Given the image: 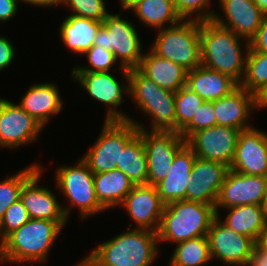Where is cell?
Here are the masks:
<instances>
[{"label":"cell","instance_id":"cell-1","mask_svg":"<svg viewBox=\"0 0 267 266\" xmlns=\"http://www.w3.org/2000/svg\"><path fill=\"white\" fill-rule=\"evenodd\" d=\"M246 47L242 48V40ZM249 41L212 20L200 21L201 65L228 75L239 85L245 74ZM245 52V53H244Z\"/></svg>","mask_w":267,"mask_h":266},{"label":"cell","instance_id":"cell-2","mask_svg":"<svg viewBox=\"0 0 267 266\" xmlns=\"http://www.w3.org/2000/svg\"><path fill=\"white\" fill-rule=\"evenodd\" d=\"M67 221L30 219L0 243L1 263H43Z\"/></svg>","mask_w":267,"mask_h":266},{"label":"cell","instance_id":"cell-3","mask_svg":"<svg viewBox=\"0 0 267 266\" xmlns=\"http://www.w3.org/2000/svg\"><path fill=\"white\" fill-rule=\"evenodd\" d=\"M99 244L90 255L102 266H150L158 255L157 232L132 229Z\"/></svg>","mask_w":267,"mask_h":266},{"label":"cell","instance_id":"cell-4","mask_svg":"<svg viewBox=\"0 0 267 266\" xmlns=\"http://www.w3.org/2000/svg\"><path fill=\"white\" fill-rule=\"evenodd\" d=\"M216 217L215 207L210 204L179 200L164 205L157 231L161 242H179L207 236L210 225Z\"/></svg>","mask_w":267,"mask_h":266},{"label":"cell","instance_id":"cell-5","mask_svg":"<svg viewBox=\"0 0 267 266\" xmlns=\"http://www.w3.org/2000/svg\"><path fill=\"white\" fill-rule=\"evenodd\" d=\"M128 85V96L151 118L149 131L176 132L175 92L159 87L137 68L129 70Z\"/></svg>","mask_w":267,"mask_h":266},{"label":"cell","instance_id":"cell-6","mask_svg":"<svg viewBox=\"0 0 267 266\" xmlns=\"http://www.w3.org/2000/svg\"><path fill=\"white\" fill-rule=\"evenodd\" d=\"M157 32L150 48L154 54L181 65L187 71L201 65L199 20L182 19Z\"/></svg>","mask_w":267,"mask_h":266},{"label":"cell","instance_id":"cell-7","mask_svg":"<svg viewBox=\"0 0 267 266\" xmlns=\"http://www.w3.org/2000/svg\"><path fill=\"white\" fill-rule=\"evenodd\" d=\"M58 190L69 200L68 206H62L68 219L74 207L79 209L81 219L91 217L106 209L99 203L95 193L94 174L88 165L79 159L74 165L59 166L55 172Z\"/></svg>","mask_w":267,"mask_h":266},{"label":"cell","instance_id":"cell-8","mask_svg":"<svg viewBox=\"0 0 267 266\" xmlns=\"http://www.w3.org/2000/svg\"><path fill=\"white\" fill-rule=\"evenodd\" d=\"M121 14H108L100 26L93 46L113 52L119 66L136 69L143 57L142 42L132 21L121 18Z\"/></svg>","mask_w":267,"mask_h":266},{"label":"cell","instance_id":"cell-9","mask_svg":"<svg viewBox=\"0 0 267 266\" xmlns=\"http://www.w3.org/2000/svg\"><path fill=\"white\" fill-rule=\"evenodd\" d=\"M97 141L81 158L93 174L120 170L121 152L139 133L130 121H104Z\"/></svg>","mask_w":267,"mask_h":266},{"label":"cell","instance_id":"cell-10","mask_svg":"<svg viewBox=\"0 0 267 266\" xmlns=\"http://www.w3.org/2000/svg\"><path fill=\"white\" fill-rule=\"evenodd\" d=\"M139 128L146 150L148 184L156 186L168 174L174 156L186 144L180 133L173 131H149L144 123L128 118ZM148 130V131H147Z\"/></svg>","mask_w":267,"mask_h":266},{"label":"cell","instance_id":"cell-11","mask_svg":"<svg viewBox=\"0 0 267 266\" xmlns=\"http://www.w3.org/2000/svg\"><path fill=\"white\" fill-rule=\"evenodd\" d=\"M125 83L120 84L110 72H71L74 81L80 84L95 101L107 106L105 121H128V116L118 109L123 102V95L129 94V70L120 67ZM109 106V107H108Z\"/></svg>","mask_w":267,"mask_h":266},{"label":"cell","instance_id":"cell-12","mask_svg":"<svg viewBox=\"0 0 267 266\" xmlns=\"http://www.w3.org/2000/svg\"><path fill=\"white\" fill-rule=\"evenodd\" d=\"M241 130L228 126H212L192 133L186 145L201 159L230 167Z\"/></svg>","mask_w":267,"mask_h":266},{"label":"cell","instance_id":"cell-13","mask_svg":"<svg viewBox=\"0 0 267 266\" xmlns=\"http://www.w3.org/2000/svg\"><path fill=\"white\" fill-rule=\"evenodd\" d=\"M221 220L216 215L207 233L212 260L218 259L227 266H245L257 244L251 238L234 232Z\"/></svg>","mask_w":267,"mask_h":266},{"label":"cell","instance_id":"cell-14","mask_svg":"<svg viewBox=\"0 0 267 266\" xmlns=\"http://www.w3.org/2000/svg\"><path fill=\"white\" fill-rule=\"evenodd\" d=\"M266 193V176L247 175L229 169L214 205L216 215H220L221 208L247 204L264 206Z\"/></svg>","mask_w":267,"mask_h":266},{"label":"cell","instance_id":"cell-15","mask_svg":"<svg viewBox=\"0 0 267 266\" xmlns=\"http://www.w3.org/2000/svg\"><path fill=\"white\" fill-rule=\"evenodd\" d=\"M43 129L20 105L0 98V148L14 149L31 144Z\"/></svg>","mask_w":267,"mask_h":266},{"label":"cell","instance_id":"cell-16","mask_svg":"<svg viewBox=\"0 0 267 266\" xmlns=\"http://www.w3.org/2000/svg\"><path fill=\"white\" fill-rule=\"evenodd\" d=\"M229 169L267 177V133L257 127L241 131Z\"/></svg>","mask_w":267,"mask_h":266},{"label":"cell","instance_id":"cell-17","mask_svg":"<svg viewBox=\"0 0 267 266\" xmlns=\"http://www.w3.org/2000/svg\"><path fill=\"white\" fill-rule=\"evenodd\" d=\"M156 186L149 184L134 185L120 205L136 223V229L157 232L164 209Z\"/></svg>","mask_w":267,"mask_h":266},{"label":"cell","instance_id":"cell-18","mask_svg":"<svg viewBox=\"0 0 267 266\" xmlns=\"http://www.w3.org/2000/svg\"><path fill=\"white\" fill-rule=\"evenodd\" d=\"M223 16L214 12L212 21L250 41L261 26L265 14L253 0H219Z\"/></svg>","mask_w":267,"mask_h":266},{"label":"cell","instance_id":"cell-19","mask_svg":"<svg viewBox=\"0 0 267 266\" xmlns=\"http://www.w3.org/2000/svg\"><path fill=\"white\" fill-rule=\"evenodd\" d=\"M229 166L196 157L192 166L186 200L215 205Z\"/></svg>","mask_w":267,"mask_h":266},{"label":"cell","instance_id":"cell-20","mask_svg":"<svg viewBox=\"0 0 267 266\" xmlns=\"http://www.w3.org/2000/svg\"><path fill=\"white\" fill-rule=\"evenodd\" d=\"M216 125L237 128L241 131L252 128L249 117L254 110H260L259 98L240 85L230 94L212 101Z\"/></svg>","mask_w":267,"mask_h":266},{"label":"cell","instance_id":"cell-21","mask_svg":"<svg viewBox=\"0 0 267 266\" xmlns=\"http://www.w3.org/2000/svg\"><path fill=\"white\" fill-rule=\"evenodd\" d=\"M43 168L40 167L22 186L20 200L27 209L30 219L67 221L62 204L52 189L39 185Z\"/></svg>","mask_w":267,"mask_h":266},{"label":"cell","instance_id":"cell-22","mask_svg":"<svg viewBox=\"0 0 267 266\" xmlns=\"http://www.w3.org/2000/svg\"><path fill=\"white\" fill-rule=\"evenodd\" d=\"M56 83L32 84L18 103L31 117L43 127L46 126L51 116L62 111L63 100Z\"/></svg>","mask_w":267,"mask_h":266},{"label":"cell","instance_id":"cell-23","mask_svg":"<svg viewBox=\"0 0 267 266\" xmlns=\"http://www.w3.org/2000/svg\"><path fill=\"white\" fill-rule=\"evenodd\" d=\"M196 157L186 144L174 156L168 174L156 185L158 195L165 205L173 201L186 200V189Z\"/></svg>","mask_w":267,"mask_h":266},{"label":"cell","instance_id":"cell-24","mask_svg":"<svg viewBox=\"0 0 267 266\" xmlns=\"http://www.w3.org/2000/svg\"><path fill=\"white\" fill-rule=\"evenodd\" d=\"M186 86L204 101L212 102L230 94L239 84L228 75L200 65L187 71Z\"/></svg>","mask_w":267,"mask_h":266},{"label":"cell","instance_id":"cell-25","mask_svg":"<svg viewBox=\"0 0 267 266\" xmlns=\"http://www.w3.org/2000/svg\"><path fill=\"white\" fill-rule=\"evenodd\" d=\"M137 69L159 87L172 92H177L186 85L187 70L181 65L157 56L151 50L148 54H143Z\"/></svg>","mask_w":267,"mask_h":266},{"label":"cell","instance_id":"cell-26","mask_svg":"<svg viewBox=\"0 0 267 266\" xmlns=\"http://www.w3.org/2000/svg\"><path fill=\"white\" fill-rule=\"evenodd\" d=\"M226 210L228 214L222 223L234 232L251 238L257 244L267 228V213L264 206L247 204Z\"/></svg>","mask_w":267,"mask_h":266},{"label":"cell","instance_id":"cell-27","mask_svg":"<svg viewBox=\"0 0 267 266\" xmlns=\"http://www.w3.org/2000/svg\"><path fill=\"white\" fill-rule=\"evenodd\" d=\"M101 21L68 15L60 24V37L73 53L83 55L92 46Z\"/></svg>","mask_w":267,"mask_h":266},{"label":"cell","instance_id":"cell-28","mask_svg":"<svg viewBox=\"0 0 267 266\" xmlns=\"http://www.w3.org/2000/svg\"><path fill=\"white\" fill-rule=\"evenodd\" d=\"M94 185L97 200L106 210L120 206L134 186L118 169L94 174Z\"/></svg>","mask_w":267,"mask_h":266},{"label":"cell","instance_id":"cell-29","mask_svg":"<svg viewBox=\"0 0 267 266\" xmlns=\"http://www.w3.org/2000/svg\"><path fill=\"white\" fill-rule=\"evenodd\" d=\"M131 10L139 21L155 30L163 29L168 24L175 25L182 20L175 8L174 0H142Z\"/></svg>","mask_w":267,"mask_h":266},{"label":"cell","instance_id":"cell-30","mask_svg":"<svg viewBox=\"0 0 267 266\" xmlns=\"http://www.w3.org/2000/svg\"><path fill=\"white\" fill-rule=\"evenodd\" d=\"M120 171L125 173L134 185L148 184L146 150L139 134L121 152Z\"/></svg>","mask_w":267,"mask_h":266},{"label":"cell","instance_id":"cell-31","mask_svg":"<svg viewBox=\"0 0 267 266\" xmlns=\"http://www.w3.org/2000/svg\"><path fill=\"white\" fill-rule=\"evenodd\" d=\"M212 262L207 236L179 242L168 262L169 266H203Z\"/></svg>","mask_w":267,"mask_h":266},{"label":"cell","instance_id":"cell-32","mask_svg":"<svg viewBox=\"0 0 267 266\" xmlns=\"http://www.w3.org/2000/svg\"><path fill=\"white\" fill-rule=\"evenodd\" d=\"M240 86L258 98L267 90V52L254 51L249 47Z\"/></svg>","mask_w":267,"mask_h":266},{"label":"cell","instance_id":"cell-33","mask_svg":"<svg viewBox=\"0 0 267 266\" xmlns=\"http://www.w3.org/2000/svg\"><path fill=\"white\" fill-rule=\"evenodd\" d=\"M41 167L38 163H32L30 166L4 178L0 181V221L5 211L17 200L20 199V191L23 184Z\"/></svg>","mask_w":267,"mask_h":266},{"label":"cell","instance_id":"cell-34","mask_svg":"<svg viewBox=\"0 0 267 266\" xmlns=\"http://www.w3.org/2000/svg\"><path fill=\"white\" fill-rule=\"evenodd\" d=\"M204 100L186 85L175 92L176 132L180 133L196 115Z\"/></svg>","mask_w":267,"mask_h":266},{"label":"cell","instance_id":"cell-35","mask_svg":"<svg viewBox=\"0 0 267 266\" xmlns=\"http://www.w3.org/2000/svg\"><path fill=\"white\" fill-rule=\"evenodd\" d=\"M105 2V0H61L60 6L69 7L72 11L70 15L103 22L109 14Z\"/></svg>","mask_w":267,"mask_h":266},{"label":"cell","instance_id":"cell-36","mask_svg":"<svg viewBox=\"0 0 267 266\" xmlns=\"http://www.w3.org/2000/svg\"><path fill=\"white\" fill-rule=\"evenodd\" d=\"M84 54L90 66H76L72 68V72H110L117 62L113 52L100 46H92Z\"/></svg>","mask_w":267,"mask_h":266},{"label":"cell","instance_id":"cell-37","mask_svg":"<svg viewBox=\"0 0 267 266\" xmlns=\"http://www.w3.org/2000/svg\"><path fill=\"white\" fill-rule=\"evenodd\" d=\"M30 220L27 209L19 199L14 202L4 213L0 221V243L13 231L23 226Z\"/></svg>","mask_w":267,"mask_h":266},{"label":"cell","instance_id":"cell-38","mask_svg":"<svg viewBox=\"0 0 267 266\" xmlns=\"http://www.w3.org/2000/svg\"><path fill=\"white\" fill-rule=\"evenodd\" d=\"M210 2L211 0H174L175 8L182 19L199 21L212 19L214 10L211 11L212 9H208L210 8Z\"/></svg>","mask_w":267,"mask_h":266},{"label":"cell","instance_id":"cell-39","mask_svg":"<svg viewBox=\"0 0 267 266\" xmlns=\"http://www.w3.org/2000/svg\"><path fill=\"white\" fill-rule=\"evenodd\" d=\"M216 126V116L213 102L204 101L199 107L192 121L180 132V135L186 140L192 133Z\"/></svg>","mask_w":267,"mask_h":266},{"label":"cell","instance_id":"cell-40","mask_svg":"<svg viewBox=\"0 0 267 266\" xmlns=\"http://www.w3.org/2000/svg\"><path fill=\"white\" fill-rule=\"evenodd\" d=\"M16 49L9 38L0 35V72L14 62Z\"/></svg>","mask_w":267,"mask_h":266},{"label":"cell","instance_id":"cell-41","mask_svg":"<svg viewBox=\"0 0 267 266\" xmlns=\"http://www.w3.org/2000/svg\"><path fill=\"white\" fill-rule=\"evenodd\" d=\"M249 47L254 51L267 52V15L264 16L255 36L249 41Z\"/></svg>","mask_w":267,"mask_h":266},{"label":"cell","instance_id":"cell-42","mask_svg":"<svg viewBox=\"0 0 267 266\" xmlns=\"http://www.w3.org/2000/svg\"><path fill=\"white\" fill-rule=\"evenodd\" d=\"M18 0H0V22L10 21L17 14Z\"/></svg>","mask_w":267,"mask_h":266},{"label":"cell","instance_id":"cell-43","mask_svg":"<svg viewBox=\"0 0 267 266\" xmlns=\"http://www.w3.org/2000/svg\"><path fill=\"white\" fill-rule=\"evenodd\" d=\"M245 266H267V255L256 246Z\"/></svg>","mask_w":267,"mask_h":266},{"label":"cell","instance_id":"cell-44","mask_svg":"<svg viewBox=\"0 0 267 266\" xmlns=\"http://www.w3.org/2000/svg\"><path fill=\"white\" fill-rule=\"evenodd\" d=\"M20 1L38 7L59 6L61 3V0H18V2Z\"/></svg>","mask_w":267,"mask_h":266},{"label":"cell","instance_id":"cell-45","mask_svg":"<svg viewBox=\"0 0 267 266\" xmlns=\"http://www.w3.org/2000/svg\"><path fill=\"white\" fill-rule=\"evenodd\" d=\"M75 266H102L100 263H98L90 254H87L85 258L78 263L75 264Z\"/></svg>","mask_w":267,"mask_h":266},{"label":"cell","instance_id":"cell-46","mask_svg":"<svg viewBox=\"0 0 267 266\" xmlns=\"http://www.w3.org/2000/svg\"><path fill=\"white\" fill-rule=\"evenodd\" d=\"M257 247L267 255V228L261 234L259 241L257 242Z\"/></svg>","mask_w":267,"mask_h":266},{"label":"cell","instance_id":"cell-47","mask_svg":"<svg viewBox=\"0 0 267 266\" xmlns=\"http://www.w3.org/2000/svg\"><path fill=\"white\" fill-rule=\"evenodd\" d=\"M142 0H120V6L125 10H131L136 4L141 2Z\"/></svg>","mask_w":267,"mask_h":266},{"label":"cell","instance_id":"cell-48","mask_svg":"<svg viewBox=\"0 0 267 266\" xmlns=\"http://www.w3.org/2000/svg\"><path fill=\"white\" fill-rule=\"evenodd\" d=\"M260 10L267 15V0H253Z\"/></svg>","mask_w":267,"mask_h":266},{"label":"cell","instance_id":"cell-49","mask_svg":"<svg viewBox=\"0 0 267 266\" xmlns=\"http://www.w3.org/2000/svg\"><path fill=\"white\" fill-rule=\"evenodd\" d=\"M260 110L267 107V90L259 97Z\"/></svg>","mask_w":267,"mask_h":266},{"label":"cell","instance_id":"cell-50","mask_svg":"<svg viewBox=\"0 0 267 266\" xmlns=\"http://www.w3.org/2000/svg\"><path fill=\"white\" fill-rule=\"evenodd\" d=\"M264 208L266 209V213H267V193H266V199H265V203H264Z\"/></svg>","mask_w":267,"mask_h":266}]
</instances>
